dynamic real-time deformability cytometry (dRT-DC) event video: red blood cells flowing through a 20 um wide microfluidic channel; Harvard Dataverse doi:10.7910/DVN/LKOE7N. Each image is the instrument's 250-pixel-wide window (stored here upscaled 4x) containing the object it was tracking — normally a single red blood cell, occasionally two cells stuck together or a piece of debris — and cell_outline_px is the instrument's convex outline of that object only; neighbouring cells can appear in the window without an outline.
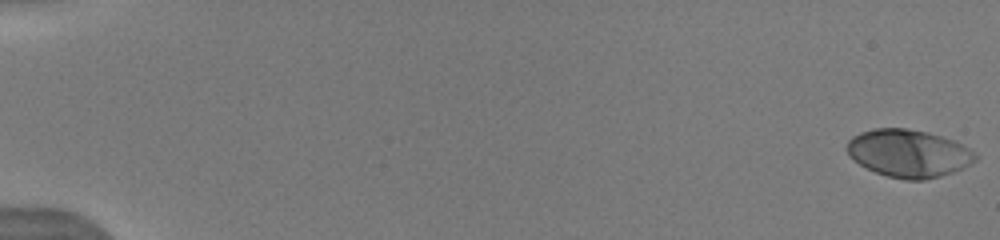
{"species": "human", "species_latin": "Homo sapiens", "temperature_condition": "warm", "stored_images_in_passage": 14, "camera_frame_rate_fps": 3000, "um_per_image_px": 0.085, "donor": {"sex": "male"}, "frame": {"image": 1, "passage_image": 1, "time_ms": 0.0, "image_size_px": [1000, 240], "cell_outline_px": [[976, 160], [952, 172], [940, 176], [924, 180], [904, 180], [888, 176], [876, 172], [852, 160], [848, 156], [848, 140], [852, 136], [860, 132], [876, 128], [904, 128], [928, 132], [956, 140], [968, 148], [976, 156]], "centroid_in_image_um": [77.2, 13.02], "position_along_channel_um": 7.8, "area_um2": 35.49}}
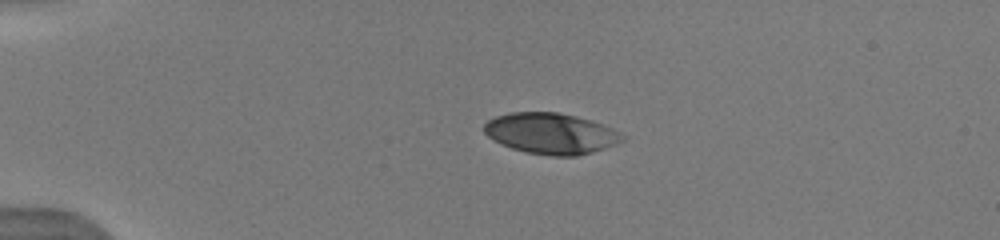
{"frame": {"image": 2, "passage_image": 7, "time_ms": 4.0, "image_size_px": [1000, 240], "cell_outline_px": [[624, 140], [604, 148], [592, 152], [576, 156], [552, 156], [524, 152], [500, 144], [492, 140], [484, 132], [484, 124], [488, 120], [496, 116], [512, 112], [556, 112], [576, 116], [592, 120], [612, 128], [624, 136]], "centroid_in_image_um": [46.8, 11.35], "position_along_channel_um": 38.2, "area_um2": 32.95}}
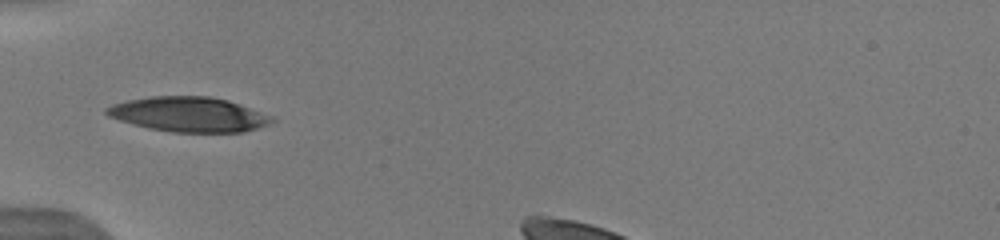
{"frame": {"image": 3, "passage_image": 10, "time_ms": 6.0, "image_size_px": [1000, 240], "cell_outline_px": [[276, 120], [268, 124], [244, 132], [172, 132], [148, 128], [120, 120], [108, 116], [104, 112], [104, 108], [112, 104], [128, 100], [152, 96], [212, 96], [228, 100], [272, 116]], "centroid_in_image_um": [16.03, 9.72], "position_along_channel_um": 69.0, "area_um2": 33.47}}